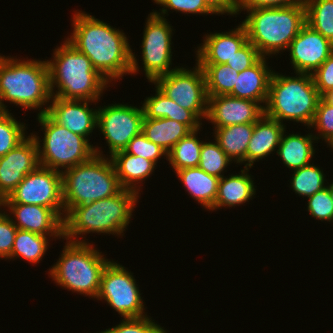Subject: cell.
<instances>
[{
	"label": "cell",
	"mask_w": 333,
	"mask_h": 333,
	"mask_svg": "<svg viewBox=\"0 0 333 333\" xmlns=\"http://www.w3.org/2000/svg\"><path fill=\"white\" fill-rule=\"evenodd\" d=\"M72 18L73 32L66 40L89 58L106 81L137 74V58L125 33L82 11L76 10Z\"/></svg>",
	"instance_id": "cell-1"
},
{
	"label": "cell",
	"mask_w": 333,
	"mask_h": 333,
	"mask_svg": "<svg viewBox=\"0 0 333 333\" xmlns=\"http://www.w3.org/2000/svg\"><path fill=\"white\" fill-rule=\"evenodd\" d=\"M138 198L135 191L122 189L112 197L73 207L63 220V239L86 242L78 237L91 232L121 235L131 221Z\"/></svg>",
	"instance_id": "cell-2"
},
{
	"label": "cell",
	"mask_w": 333,
	"mask_h": 333,
	"mask_svg": "<svg viewBox=\"0 0 333 333\" xmlns=\"http://www.w3.org/2000/svg\"><path fill=\"white\" fill-rule=\"evenodd\" d=\"M60 45L54 49L53 60H47L52 97L97 102L109 82L94 69L89 58L66 39ZM55 88L58 91L54 92Z\"/></svg>",
	"instance_id": "cell-3"
},
{
	"label": "cell",
	"mask_w": 333,
	"mask_h": 333,
	"mask_svg": "<svg viewBox=\"0 0 333 333\" xmlns=\"http://www.w3.org/2000/svg\"><path fill=\"white\" fill-rule=\"evenodd\" d=\"M244 25L248 41L262 57L279 54L288 49L290 43L306 24V7L300 4L286 7H260L245 10Z\"/></svg>",
	"instance_id": "cell-4"
},
{
	"label": "cell",
	"mask_w": 333,
	"mask_h": 333,
	"mask_svg": "<svg viewBox=\"0 0 333 333\" xmlns=\"http://www.w3.org/2000/svg\"><path fill=\"white\" fill-rule=\"evenodd\" d=\"M51 99L47 61H25L3 55L0 60V104L5 112L8 109L4 101L27 110H40Z\"/></svg>",
	"instance_id": "cell-5"
},
{
	"label": "cell",
	"mask_w": 333,
	"mask_h": 333,
	"mask_svg": "<svg viewBox=\"0 0 333 333\" xmlns=\"http://www.w3.org/2000/svg\"><path fill=\"white\" fill-rule=\"evenodd\" d=\"M98 148L88 161L62 172L65 215L75 206L112 197L123 189L111 159Z\"/></svg>",
	"instance_id": "cell-6"
},
{
	"label": "cell",
	"mask_w": 333,
	"mask_h": 333,
	"mask_svg": "<svg viewBox=\"0 0 333 333\" xmlns=\"http://www.w3.org/2000/svg\"><path fill=\"white\" fill-rule=\"evenodd\" d=\"M295 74L291 77L273 71L264 115L282 124L289 120L310 128L321 96L312 74Z\"/></svg>",
	"instance_id": "cell-7"
},
{
	"label": "cell",
	"mask_w": 333,
	"mask_h": 333,
	"mask_svg": "<svg viewBox=\"0 0 333 333\" xmlns=\"http://www.w3.org/2000/svg\"><path fill=\"white\" fill-rule=\"evenodd\" d=\"M61 257L49 269L53 281L68 291L97 298L103 269L110 260L89 242L66 240Z\"/></svg>",
	"instance_id": "cell-8"
},
{
	"label": "cell",
	"mask_w": 333,
	"mask_h": 333,
	"mask_svg": "<svg viewBox=\"0 0 333 333\" xmlns=\"http://www.w3.org/2000/svg\"><path fill=\"white\" fill-rule=\"evenodd\" d=\"M37 116L42 126L41 130L44 131V138L41 140L39 136L33 133L31 135L37 144L41 166L62 173L63 169L67 170L86 162L95 154V146L91 145L85 137L59 125L47 113Z\"/></svg>",
	"instance_id": "cell-9"
},
{
	"label": "cell",
	"mask_w": 333,
	"mask_h": 333,
	"mask_svg": "<svg viewBox=\"0 0 333 333\" xmlns=\"http://www.w3.org/2000/svg\"><path fill=\"white\" fill-rule=\"evenodd\" d=\"M96 299L105 300L123 318L147 316L133 273L113 260L103 269Z\"/></svg>",
	"instance_id": "cell-10"
},
{
	"label": "cell",
	"mask_w": 333,
	"mask_h": 333,
	"mask_svg": "<svg viewBox=\"0 0 333 333\" xmlns=\"http://www.w3.org/2000/svg\"><path fill=\"white\" fill-rule=\"evenodd\" d=\"M168 98L192 111L200 120L206 119L208 95L203 69L196 63L190 70L182 66L157 78L154 82Z\"/></svg>",
	"instance_id": "cell-11"
},
{
	"label": "cell",
	"mask_w": 333,
	"mask_h": 333,
	"mask_svg": "<svg viewBox=\"0 0 333 333\" xmlns=\"http://www.w3.org/2000/svg\"><path fill=\"white\" fill-rule=\"evenodd\" d=\"M0 203L40 205L53 209L64 220L62 173L39 165Z\"/></svg>",
	"instance_id": "cell-12"
},
{
	"label": "cell",
	"mask_w": 333,
	"mask_h": 333,
	"mask_svg": "<svg viewBox=\"0 0 333 333\" xmlns=\"http://www.w3.org/2000/svg\"><path fill=\"white\" fill-rule=\"evenodd\" d=\"M142 39V61L145 76L149 82L167 75L177 67L172 65V31H174L166 18L151 12L146 18Z\"/></svg>",
	"instance_id": "cell-13"
},
{
	"label": "cell",
	"mask_w": 333,
	"mask_h": 333,
	"mask_svg": "<svg viewBox=\"0 0 333 333\" xmlns=\"http://www.w3.org/2000/svg\"><path fill=\"white\" fill-rule=\"evenodd\" d=\"M143 107L127 104H111L98 107L97 128L109 147L110 157L123 151L129 141L142 132Z\"/></svg>",
	"instance_id": "cell-14"
},
{
	"label": "cell",
	"mask_w": 333,
	"mask_h": 333,
	"mask_svg": "<svg viewBox=\"0 0 333 333\" xmlns=\"http://www.w3.org/2000/svg\"><path fill=\"white\" fill-rule=\"evenodd\" d=\"M288 51L294 73L313 74L333 53V43L305 24Z\"/></svg>",
	"instance_id": "cell-15"
},
{
	"label": "cell",
	"mask_w": 333,
	"mask_h": 333,
	"mask_svg": "<svg viewBox=\"0 0 333 333\" xmlns=\"http://www.w3.org/2000/svg\"><path fill=\"white\" fill-rule=\"evenodd\" d=\"M39 165L37 144L32 135L27 136L5 156L0 157V202Z\"/></svg>",
	"instance_id": "cell-16"
},
{
	"label": "cell",
	"mask_w": 333,
	"mask_h": 333,
	"mask_svg": "<svg viewBox=\"0 0 333 333\" xmlns=\"http://www.w3.org/2000/svg\"><path fill=\"white\" fill-rule=\"evenodd\" d=\"M264 115V104L231 95L208 96L206 120L213 128L255 123Z\"/></svg>",
	"instance_id": "cell-17"
},
{
	"label": "cell",
	"mask_w": 333,
	"mask_h": 333,
	"mask_svg": "<svg viewBox=\"0 0 333 333\" xmlns=\"http://www.w3.org/2000/svg\"><path fill=\"white\" fill-rule=\"evenodd\" d=\"M89 100H67L52 97L50 105L39 111L38 115L47 113L56 123L65 126L69 131L85 137L97 128L98 109L89 108ZM89 135V136H88Z\"/></svg>",
	"instance_id": "cell-18"
},
{
	"label": "cell",
	"mask_w": 333,
	"mask_h": 333,
	"mask_svg": "<svg viewBox=\"0 0 333 333\" xmlns=\"http://www.w3.org/2000/svg\"><path fill=\"white\" fill-rule=\"evenodd\" d=\"M7 207L12 222L17 229L53 238L64 237V221L51 208L35 204L0 203V207ZM15 218V221L13 218Z\"/></svg>",
	"instance_id": "cell-19"
},
{
	"label": "cell",
	"mask_w": 333,
	"mask_h": 333,
	"mask_svg": "<svg viewBox=\"0 0 333 333\" xmlns=\"http://www.w3.org/2000/svg\"><path fill=\"white\" fill-rule=\"evenodd\" d=\"M196 50L198 65L226 64L247 42V32L241 23L228 32L210 33Z\"/></svg>",
	"instance_id": "cell-20"
},
{
	"label": "cell",
	"mask_w": 333,
	"mask_h": 333,
	"mask_svg": "<svg viewBox=\"0 0 333 333\" xmlns=\"http://www.w3.org/2000/svg\"><path fill=\"white\" fill-rule=\"evenodd\" d=\"M266 59L268 58L261 57L253 66L239 72L233 91L229 95L264 103L265 107L273 73Z\"/></svg>",
	"instance_id": "cell-21"
},
{
	"label": "cell",
	"mask_w": 333,
	"mask_h": 333,
	"mask_svg": "<svg viewBox=\"0 0 333 333\" xmlns=\"http://www.w3.org/2000/svg\"><path fill=\"white\" fill-rule=\"evenodd\" d=\"M286 127L284 124L263 115L254 123V130L246 150L245 167H253L254 162L262 160L276 151ZM276 148V149H275Z\"/></svg>",
	"instance_id": "cell-22"
},
{
	"label": "cell",
	"mask_w": 333,
	"mask_h": 333,
	"mask_svg": "<svg viewBox=\"0 0 333 333\" xmlns=\"http://www.w3.org/2000/svg\"><path fill=\"white\" fill-rule=\"evenodd\" d=\"M249 167H245L240 172L241 174H231L229 177H221L218 183V193L212 211L221 209L222 207L239 206L243 203L252 200L256 194L254 180L251 174H248Z\"/></svg>",
	"instance_id": "cell-23"
},
{
	"label": "cell",
	"mask_w": 333,
	"mask_h": 333,
	"mask_svg": "<svg viewBox=\"0 0 333 333\" xmlns=\"http://www.w3.org/2000/svg\"><path fill=\"white\" fill-rule=\"evenodd\" d=\"M109 158L121 187L135 191L137 194L140 193L139 183L145 181L156 169V164L151 160L131 155L124 150L116 152Z\"/></svg>",
	"instance_id": "cell-24"
},
{
	"label": "cell",
	"mask_w": 333,
	"mask_h": 333,
	"mask_svg": "<svg viewBox=\"0 0 333 333\" xmlns=\"http://www.w3.org/2000/svg\"><path fill=\"white\" fill-rule=\"evenodd\" d=\"M155 96L146 97L142 107L144 118H169L187 125L192 131L200 130L201 120L190 110L168 98L157 86Z\"/></svg>",
	"instance_id": "cell-25"
},
{
	"label": "cell",
	"mask_w": 333,
	"mask_h": 333,
	"mask_svg": "<svg viewBox=\"0 0 333 333\" xmlns=\"http://www.w3.org/2000/svg\"><path fill=\"white\" fill-rule=\"evenodd\" d=\"M190 196L208 211L214 207L218 193L219 179L199 167L175 171Z\"/></svg>",
	"instance_id": "cell-26"
},
{
	"label": "cell",
	"mask_w": 333,
	"mask_h": 333,
	"mask_svg": "<svg viewBox=\"0 0 333 333\" xmlns=\"http://www.w3.org/2000/svg\"><path fill=\"white\" fill-rule=\"evenodd\" d=\"M285 133L287 132H283L276 151L283 164L291 170H297L311 164L315 154L313 142L317 141L315 136L311 133L305 136L299 133L289 135Z\"/></svg>",
	"instance_id": "cell-27"
},
{
	"label": "cell",
	"mask_w": 333,
	"mask_h": 333,
	"mask_svg": "<svg viewBox=\"0 0 333 333\" xmlns=\"http://www.w3.org/2000/svg\"><path fill=\"white\" fill-rule=\"evenodd\" d=\"M215 129V130H214ZM214 137L220 148L234 162L246 163V150L254 130V123L214 128Z\"/></svg>",
	"instance_id": "cell-28"
},
{
	"label": "cell",
	"mask_w": 333,
	"mask_h": 333,
	"mask_svg": "<svg viewBox=\"0 0 333 333\" xmlns=\"http://www.w3.org/2000/svg\"><path fill=\"white\" fill-rule=\"evenodd\" d=\"M192 130L185 124L169 118H144L142 133L148 140L162 147L167 153Z\"/></svg>",
	"instance_id": "cell-29"
},
{
	"label": "cell",
	"mask_w": 333,
	"mask_h": 333,
	"mask_svg": "<svg viewBox=\"0 0 333 333\" xmlns=\"http://www.w3.org/2000/svg\"><path fill=\"white\" fill-rule=\"evenodd\" d=\"M199 130L191 131L180 139L167 153V159L174 171L184 168L198 167L201 147L204 141H199Z\"/></svg>",
	"instance_id": "cell-30"
},
{
	"label": "cell",
	"mask_w": 333,
	"mask_h": 333,
	"mask_svg": "<svg viewBox=\"0 0 333 333\" xmlns=\"http://www.w3.org/2000/svg\"><path fill=\"white\" fill-rule=\"evenodd\" d=\"M49 236L36 234L30 231L17 229L11 256L8 258L25 259L29 263H40L49 247Z\"/></svg>",
	"instance_id": "cell-31"
},
{
	"label": "cell",
	"mask_w": 333,
	"mask_h": 333,
	"mask_svg": "<svg viewBox=\"0 0 333 333\" xmlns=\"http://www.w3.org/2000/svg\"><path fill=\"white\" fill-rule=\"evenodd\" d=\"M306 24L333 43V0H304Z\"/></svg>",
	"instance_id": "cell-32"
},
{
	"label": "cell",
	"mask_w": 333,
	"mask_h": 333,
	"mask_svg": "<svg viewBox=\"0 0 333 333\" xmlns=\"http://www.w3.org/2000/svg\"><path fill=\"white\" fill-rule=\"evenodd\" d=\"M204 72L208 96L229 95L239 72L227 64L199 65Z\"/></svg>",
	"instance_id": "cell-33"
},
{
	"label": "cell",
	"mask_w": 333,
	"mask_h": 333,
	"mask_svg": "<svg viewBox=\"0 0 333 333\" xmlns=\"http://www.w3.org/2000/svg\"><path fill=\"white\" fill-rule=\"evenodd\" d=\"M293 172L290 184L293 191L299 196L308 198L327 187L325 186L326 179L323 170L313 163L294 170Z\"/></svg>",
	"instance_id": "cell-34"
},
{
	"label": "cell",
	"mask_w": 333,
	"mask_h": 333,
	"mask_svg": "<svg viewBox=\"0 0 333 333\" xmlns=\"http://www.w3.org/2000/svg\"><path fill=\"white\" fill-rule=\"evenodd\" d=\"M232 162L216 140L203 142L198 167L206 173L221 178L224 176L226 167Z\"/></svg>",
	"instance_id": "cell-35"
},
{
	"label": "cell",
	"mask_w": 333,
	"mask_h": 333,
	"mask_svg": "<svg viewBox=\"0 0 333 333\" xmlns=\"http://www.w3.org/2000/svg\"><path fill=\"white\" fill-rule=\"evenodd\" d=\"M25 131V123L18 122L9 111L0 115V157L27 137Z\"/></svg>",
	"instance_id": "cell-36"
},
{
	"label": "cell",
	"mask_w": 333,
	"mask_h": 333,
	"mask_svg": "<svg viewBox=\"0 0 333 333\" xmlns=\"http://www.w3.org/2000/svg\"><path fill=\"white\" fill-rule=\"evenodd\" d=\"M314 127V130H318L315 138L325 140V143L329 144L333 141V104L327 101L324 97H321L317 104L315 116L310 128Z\"/></svg>",
	"instance_id": "cell-37"
},
{
	"label": "cell",
	"mask_w": 333,
	"mask_h": 333,
	"mask_svg": "<svg viewBox=\"0 0 333 333\" xmlns=\"http://www.w3.org/2000/svg\"><path fill=\"white\" fill-rule=\"evenodd\" d=\"M156 4L163 6L161 12L153 11L156 15L165 18V14L173 9L185 14H216L205 2V0H153ZM168 10V11H167Z\"/></svg>",
	"instance_id": "cell-38"
},
{
	"label": "cell",
	"mask_w": 333,
	"mask_h": 333,
	"mask_svg": "<svg viewBox=\"0 0 333 333\" xmlns=\"http://www.w3.org/2000/svg\"><path fill=\"white\" fill-rule=\"evenodd\" d=\"M148 316L123 318L121 323L99 333H167L159 324Z\"/></svg>",
	"instance_id": "cell-39"
},
{
	"label": "cell",
	"mask_w": 333,
	"mask_h": 333,
	"mask_svg": "<svg viewBox=\"0 0 333 333\" xmlns=\"http://www.w3.org/2000/svg\"><path fill=\"white\" fill-rule=\"evenodd\" d=\"M124 151L131 155L141 156L145 159L151 160L156 165L159 158L162 156L167 158V152L159 145L148 140L142 132L134 136L129 141Z\"/></svg>",
	"instance_id": "cell-40"
},
{
	"label": "cell",
	"mask_w": 333,
	"mask_h": 333,
	"mask_svg": "<svg viewBox=\"0 0 333 333\" xmlns=\"http://www.w3.org/2000/svg\"><path fill=\"white\" fill-rule=\"evenodd\" d=\"M307 199H309L307 210L310 216L317 220L333 222V205L328 185Z\"/></svg>",
	"instance_id": "cell-41"
},
{
	"label": "cell",
	"mask_w": 333,
	"mask_h": 333,
	"mask_svg": "<svg viewBox=\"0 0 333 333\" xmlns=\"http://www.w3.org/2000/svg\"><path fill=\"white\" fill-rule=\"evenodd\" d=\"M0 207V258L8 259L11 256L12 247L17 232V227L9 217V213H2Z\"/></svg>",
	"instance_id": "cell-42"
},
{
	"label": "cell",
	"mask_w": 333,
	"mask_h": 333,
	"mask_svg": "<svg viewBox=\"0 0 333 333\" xmlns=\"http://www.w3.org/2000/svg\"><path fill=\"white\" fill-rule=\"evenodd\" d=\"M261 57L258 50L248 41L226 64L236 72H242L253 66Z\"/></svg>",
	"instance_id": "cell-43"
},
{
	"label": "cell",
	"mask_w": 333,
	"mask_h": 333,
	"mask_svg": "<svg viewBox=\"0 0 333 333\" xmlns=\"http://www.w3.org/2000/svg\"><path fill=\"white\" fill-rule=\"evenodd\" d=\"M314 84L321 97L333 90V53L312 74Z\"/></svg>",
	"instance_id": "cell-44"
},
{
	"label": "cell",
	"mask_w": 333,
	"mask_h": 333,
	"mask_svg": "<svg viewBox=\"0 0 333 333\" xmlns=\"http://www.w3.org/2000/svg\"><path fill=\"white\" fill-rule=\"evenodd\" d=\"M304 0H237V15L239 11L260 7H286L302 3Z\"/></svg>",
	"instance_id": "cell-45"
},
{
	"label": "cell",
	"mask_w": 333,
	"mask_h": 333,
	"mask_svg": "<svg viewBox=\"0 0 333 333\" xmlns=\"http://www.w3.org/2000/svg\"><path fill=\"white\" fill-rule=\"evenodd\" d=\"M206 4L216 14L236 15L237 14V0H205Z\"/></svg>",
	"instance_id": "cell-46"
},
{
	"label": "cell",
	"mask_w": 333,
	"mask_h": 333,
	"mask_svg": "<svg viewBox=\"0 0 333 333\" xmlns=\"http://www.w3.org/2000/svg\"><path fill=\"white\" fill-rule=\"evenodd\" d=\"M324 98L329 101L331 104H333V90L329 92L327 95L324 96Z\"/></svg>",
	"instance_id": "cell-47"
},
{
	"label": "cell",
	"mask_w": 333,
	"mask_h": 333,
	"mask_svg": "<svg viewBox=\"0 0 333 333\" xmlns=\"http://www.w3.org/2000/svg\"><path fill=\"white\" fill-rule=\"evenodd\" d=\"M329 194L331 196L332 205H333V182L328 186Z\"/></svg>",
	"instance_id": "cell-48"
},
{
	"label": "cell",
	"mask_w": 333,
	"mask_h": 333,
	"mask_svg": "<svg viewBox=\"0 0 333 333\" xmlns=\"http://www.w3.org/2000/svg\"><path fill=\"white\" fill-rule=\"evenodd\" d=\"M5 111L4 109L2 108L1 104H0V115L3 114Z\"/></svg>",
	"instance_id": "cell-49"
},
{
	"label": "cell",
	"mask_w": 333,
	"mask_h": 333,
	"mask_svg": "<svg viewBox=\"0 0 333 333\" xmlns=\"http://www.w3.org/2000/svg\"><path fill=\"white\" fill-rule=\"evenodd\" d=\"M328 146H330L333 149V141H331Z\"/></svg>",
	"instance_id": "cell-50"
}]
</instances>
